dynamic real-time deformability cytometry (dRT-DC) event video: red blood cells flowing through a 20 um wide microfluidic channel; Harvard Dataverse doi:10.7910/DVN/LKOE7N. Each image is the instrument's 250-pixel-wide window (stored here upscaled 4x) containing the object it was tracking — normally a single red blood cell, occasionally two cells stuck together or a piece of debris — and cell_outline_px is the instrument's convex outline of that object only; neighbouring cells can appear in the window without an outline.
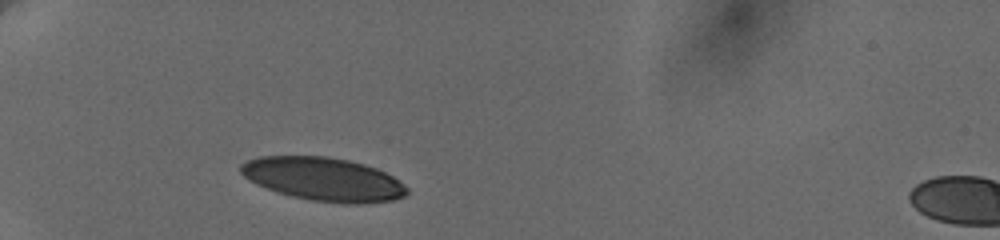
{"species": "human", "species_latin": "Homo sapiens", "temperature_condition": "cold", "stored_images_in_passage": 2, "camera_frame_rate_fps": 3000, "um_per_image_px": 0.085, "donor": {"sex": "female"}, "frame": {"image": 1, "passage_image": 1, "time_ms": 0.0, "image_size_px": [1000, 240], "cell_outline_px": [[408, 192], [404, 196], [392, 200], [356, 204], [344, 204], [312, 200], [292, 196], [276, 192], [256, 184], [248, 180], [240, 172], [240, 164], [248, 160], [260, 156], [328, 156], [348, 160], [364, 164], [376, 168], [400, 180], [408, 188]], "centroid_in_image_um": [27.48, 15.22], "position_along_channel_um": 57.5, "area_um2": 42.14}}